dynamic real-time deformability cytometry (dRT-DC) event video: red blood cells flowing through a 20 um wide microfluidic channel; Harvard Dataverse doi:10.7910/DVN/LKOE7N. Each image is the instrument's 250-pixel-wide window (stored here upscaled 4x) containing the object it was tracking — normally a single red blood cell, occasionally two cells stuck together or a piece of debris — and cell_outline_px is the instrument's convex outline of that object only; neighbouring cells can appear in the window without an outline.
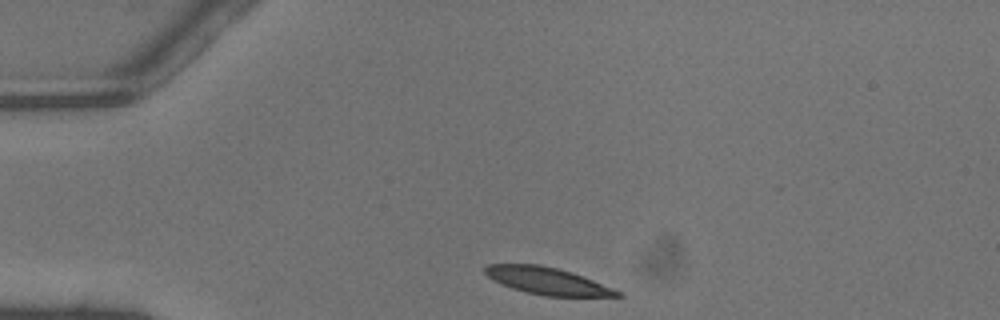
{"species": "common noctule bat (a hibernating species)", "species_latin": "Nyctalus noctula", "temperature_condition": "warm", "stored_images_in_passage": 28, "camera_frame_rate_fps": 3000, "um_per_image_px": 0.085, "animal": {"sex": "male", "body_mass_g": 13.3}, "frame": {"image": 1, "passage_image": 1, "time_ms": 0.0, "image_size_px": [1000, 320], "cell_outline_px": [[624, 296], [544, 296], [524, 292], [512, 288], [492, 280], [484, 272], [484, 268], [488, 264], [540, 264], [572, 272], [624, 292]], "centroid_in_image_um": [46.53, 23.88], "position_along_channel_um": 38.5, "area_um2": 20.92}}
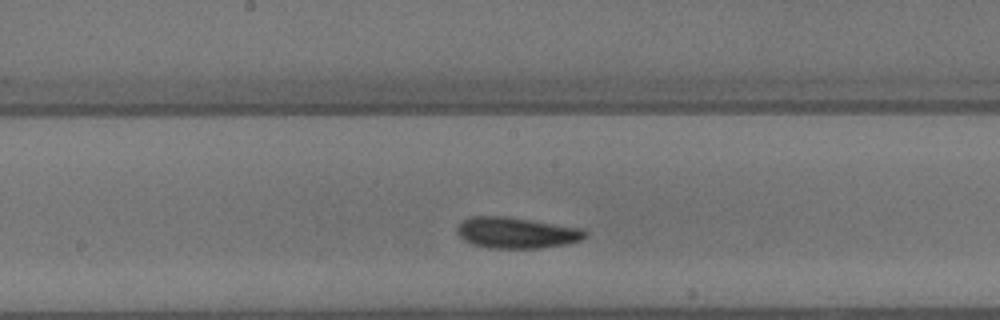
{"frame": {"image": 2, "passage_image": 15, "time_ms": 4.667, "image_size_px": [1000, 320], "cell_outline_px": [[588, 232], [580, 240], [568, 244], [540, 248], [488, 248], [472, 244], [464, 240], [456, 232], [456, 228], [468, 216], [504, 216], [584, 228]], "centroid_in_image_um": [43.9, 19.78], "position_along_channel_um": 204.3, "area_um2": 23.24}}
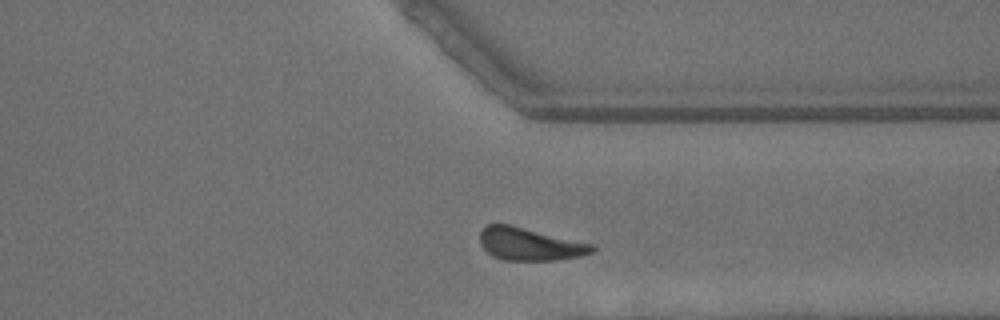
{"frame": {"image": 3, "passage_image": 26, "time_ms": 8.333, "image_size_px": [1000, 320], "cell_outline_px": [[596, 252], [580, 256], [556, 260], [504, 260], [492, 256], [480, 244], [480, 232], [488, 224], [508, 224], [596, 244]], "centroid_in_image_um": [45.09, 20.75], "position_along_channel_um": 366.3, "area_um2": 21.5}, "authors_computed_cell_mechanics": {"area_um2": 22.4553, "velocity_mm_per_s": 4.4266, "shape_relaxation_time_tau1_ms": 2.1182, "shape_relaxation_time_tau2_ms": 5.0862, "deformation_change_tau1": 0.1303, "deformation_change_tau2": 0.1206}}